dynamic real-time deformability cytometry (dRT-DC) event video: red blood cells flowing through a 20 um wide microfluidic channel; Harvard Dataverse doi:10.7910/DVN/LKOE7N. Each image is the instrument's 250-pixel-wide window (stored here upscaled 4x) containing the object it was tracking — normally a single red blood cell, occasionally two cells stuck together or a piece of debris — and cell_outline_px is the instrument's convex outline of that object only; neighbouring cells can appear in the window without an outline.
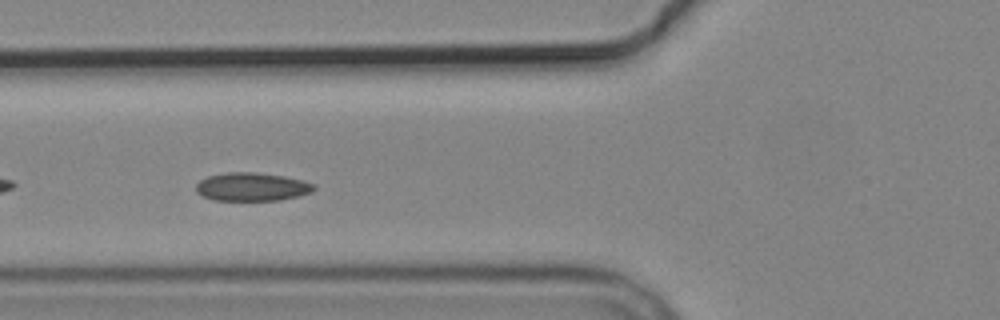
{"species": "common noctule bat (a hibernating species)", "species_latin": "Nyctalus noctula", "temperature_condition": "cold", "stored_images_in_passage": 7, "camera_frame_rate_fps": 3000, "um_per_image_px": 0.085, "animal": {"sex": "male", "body_mass_g": 19.2, "forearm_length_mm": 51.8}, "frame": {"image": 1, "passage_image": 5, "time_ms": 5.0, "image_size_px": [1000, 320], "cell_outline_px": [[316, 188], [312, 192], [280, 200], [212, 200], [196, 192], [196, 184], [200, 180], [208, 176], [228, 172], [256, 172], [284, 176], [304, 180], [316, 184]], "centroid_in_image_um": [21.43, 15.87], "position_along_channel_um": 104.4, "area_um2": 19.54}}
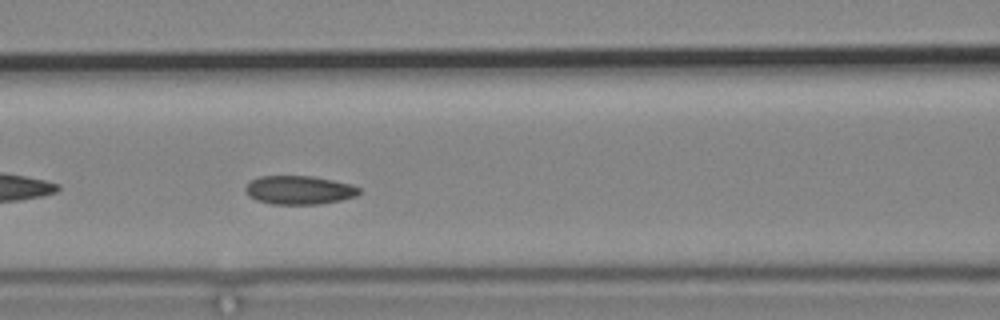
{"frame": {"image": 2, "passage_image": 6, "time_ms": 6.0, "image_size_px": [1000, 320], "cell_outline_px": [[360, 192], [356, 196], [340, 200], [320, 204], [272, 204], [256, 200], [248, 196], [244, 188], [252, 180], [260, 176], [312, 176], [352, 184], [360, 188]], "centroid_in_image_um": [25.43, 16.15], "position_along_channel_um": 141.2, "area_um2": 18.96}}
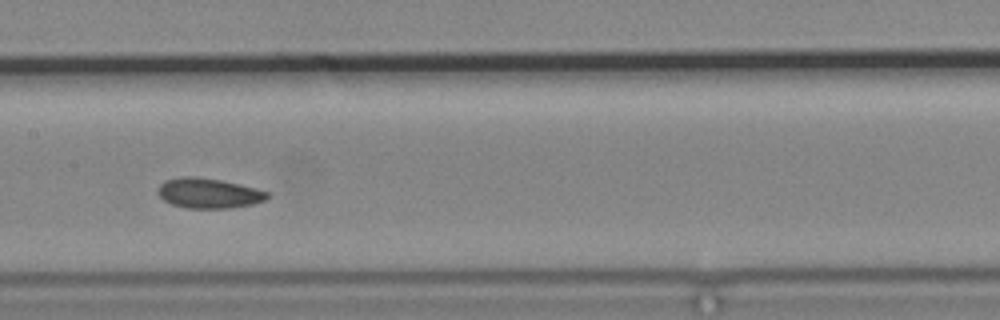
{"frame": {"image": 3, "passage_image": 7, "time_ms": 7.333, "image_size_px": [1000, 320], "cell_outline_px": [[268, 196], [264, 200], [252, 204], [232, 208], [188, 208], [172, 204], [164, 200], [156, 192], [160, 184], [164, 180], [180, 176], [196, 176], [220, 180], [256, 188], [268, 192]], "centroid_in_image_um": [17.69, 16.41], "position_along_channel_um": 189.7, "area_um2": 19.13}}